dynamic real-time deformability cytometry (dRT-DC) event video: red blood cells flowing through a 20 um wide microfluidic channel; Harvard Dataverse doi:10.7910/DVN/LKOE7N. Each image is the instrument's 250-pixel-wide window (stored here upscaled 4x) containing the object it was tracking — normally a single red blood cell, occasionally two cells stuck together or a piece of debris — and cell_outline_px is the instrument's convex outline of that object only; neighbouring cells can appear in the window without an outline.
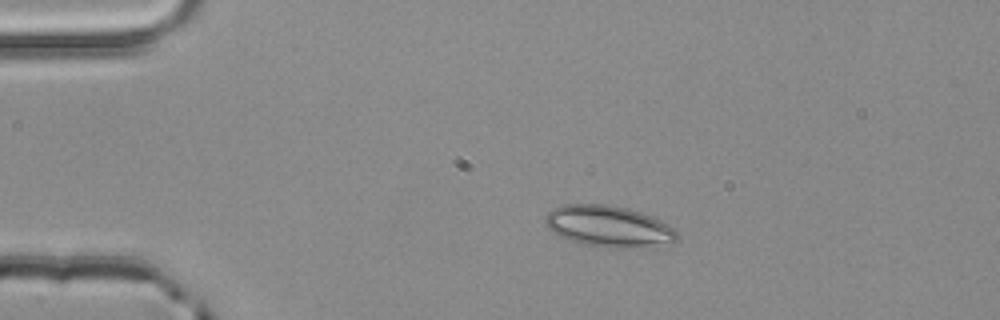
{"species": "common noctule bat (a hibernating species)", "species_latin": "Nyctalus noctula", "temperature_condition": "room temperature", "stored_images_in_passage": 3, "camera_frame_rate_fps": 3000, "um_per_image_px": 0.085, "animal": {"sex": "male", "body_mass_g": 20.4}, "frame": {"image": 1, "passage_image": 2, "time_ms": 0.333, "image_size_px": [1000, 320], "cell_outline_px": [[680, 240], [672, 244], [632, 248], [620, 248], [584, 244], [560, 236], [548, 228], [544, 224], [544, 216], [552, 208], [560, 204], [608, 204], [628, 208], [652, 216], [668, 224], [676, 232]], "centroid_in_image_um": [51.75, 19.23], "position_along_channel_um": 33.3, "area_um2": 31.96}}